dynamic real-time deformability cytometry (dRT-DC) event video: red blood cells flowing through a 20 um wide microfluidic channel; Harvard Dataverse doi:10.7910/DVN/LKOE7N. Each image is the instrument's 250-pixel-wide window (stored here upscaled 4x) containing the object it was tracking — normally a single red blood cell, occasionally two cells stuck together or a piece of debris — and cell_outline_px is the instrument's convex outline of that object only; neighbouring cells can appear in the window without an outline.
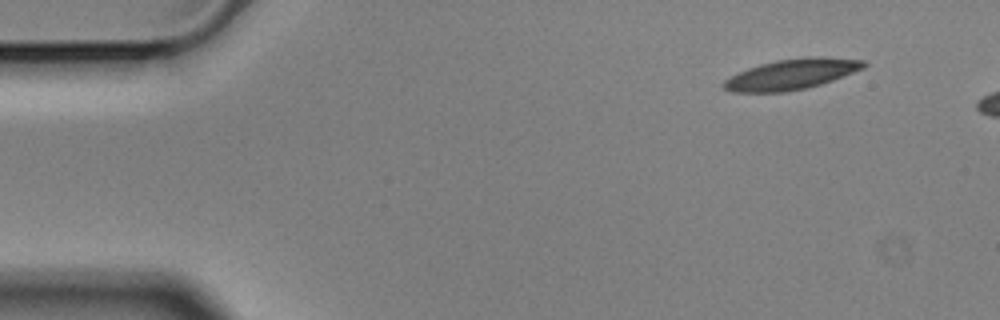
{"species": "Egyptian fruit bat (a non-hibernating species)", "species_latin": "Rousettus aegyptiacus", "temperature_condition": "cold", "stored_images_in_passage": 7, "camera_frame_rate_fps": 3000, "um_per_image_px": 0.085, "animal": {"sex": "male"}, "frame": {"image": 1, "passage_image": 1, "time_ms": 0.0, "image_size_px": [1000, 320], "cell_outline_px": [[868, 64], [864, 68], [832, 80], [820, 84], [804, 88], [784, 92], [732, 92], [724, 88], [724, 80], [748, 68], [760, 64], [776, 60], [804, 56], [824, 56], [864, 60]], "centroid_in_image_um": [67.32, 6.29], "position_along_channel_um": 17.7, "area_um2": 24.74}}